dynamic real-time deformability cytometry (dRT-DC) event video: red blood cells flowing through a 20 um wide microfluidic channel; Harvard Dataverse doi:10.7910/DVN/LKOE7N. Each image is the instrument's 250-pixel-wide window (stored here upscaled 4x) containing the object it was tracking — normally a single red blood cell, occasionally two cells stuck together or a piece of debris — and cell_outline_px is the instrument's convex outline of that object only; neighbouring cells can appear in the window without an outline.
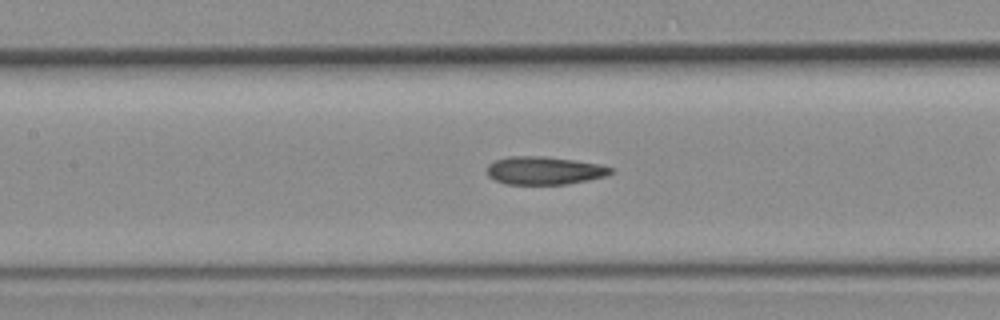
{"species": "common noctule bat (a hibernating species)", "species_latin": "Nyctalus noctula", "temperature_condition": "room temperature", "stored_images_in_passage": 32, "camera_frame_rate_fps": 3000, "um_per_image_px": 0.085, "animal": {"sex": "female", "body_mass_g": 19.3, "forearm_length_mm": 54.1}, "frame": {"image": 1, "passage_image": 14, "time_ms": 4.333, "image_size_px": [1000, 320], "cell_outline_px": [[612, 172], [604, 176], [588, 180], [564, 184], [504, 184], [488, 176], [488, 164], [496, 160], [508, 156], [544, 156], [600, 164], [612, 168]], "centroid_in_image_um": [46.24, 14.49], "position_along_channel_um": 161.2, "area_um2": 20.0}}
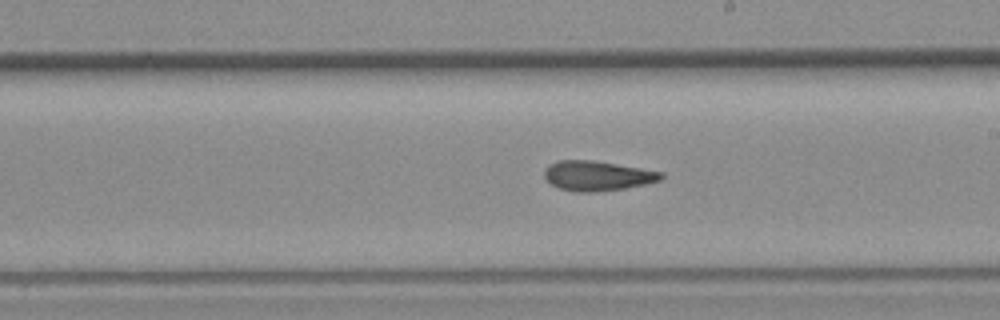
{"frame": {"image": 2, "passage_image": 19, "time_ms": 6.0, "image_size_px": [1000, 320], "cell_outline_px": [[664, 176], [660, 180], [644, 184], [624, 188], [592, 192], [576, 192], [560, 188], [544, 180], [544, 168], [548, 164], [560, 160], [592, 160], [664, 172]], "centroid_in_image_um": [50.73, 14.93], "position_along_channel_um": 238.3, "area_um2": 20.23}}